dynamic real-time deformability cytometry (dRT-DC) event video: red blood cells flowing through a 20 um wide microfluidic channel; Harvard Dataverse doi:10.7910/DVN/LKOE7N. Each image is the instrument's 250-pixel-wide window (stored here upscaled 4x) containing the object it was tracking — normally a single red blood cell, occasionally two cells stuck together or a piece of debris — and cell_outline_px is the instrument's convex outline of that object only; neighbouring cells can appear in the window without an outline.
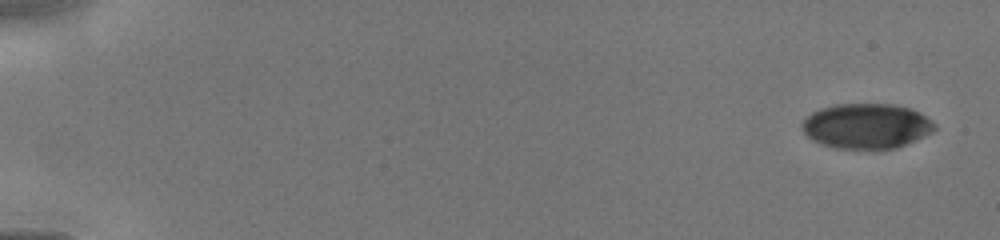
{"species": "human", "species_latin": "Homo sapiens", "temperature_condition": "cold", "stored_images_in_passage": 11, "camera_frame_rate_fps": 3000, "um_per_image_px": 0.085, "donor": {"sex": "male"}, "frame": {"image": 1, "passage_image": 1, "time_ms": 0.0, "image_size_px": [1000, 240], "cell_outline_px": [[936, 128], [932, 132], [916, 140], [896, 148], [876, 152], [836, 148], [820, 144], [812, 140], [800, 128], [800, 124], [812, 112], [820, 108], [836, 104], [892, 104], [908, 108], [924, 116], [936, 124]], "centroid_in_image_um": [73.62, 10.76], "position_along_channel_um": 11.4, "area_um2": 35.49}}
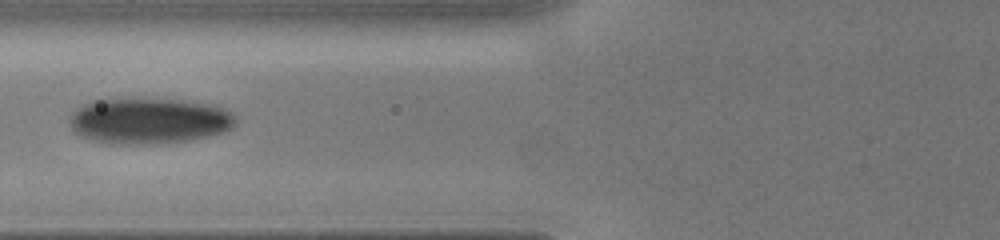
{"frame": {"image": 2, "passage_image": 10, "time_ms": 6.0, "image_size_px": [1000, 240], "cell_outline_px": [[236, 124], [232, 128], [224, 132], [208, 136], [168, 144], [108, 144], [92, 140], [80, 136], [72, 128], [68, 120], [72, 112], [76, 108], [92, 100], [180, 100], [208, 104], [224, 108], [236, 112]], "centroid_in_image_um": [12.69, 10.3], "position_along_channel_um": 113.1, "area_um2": 44.56}}
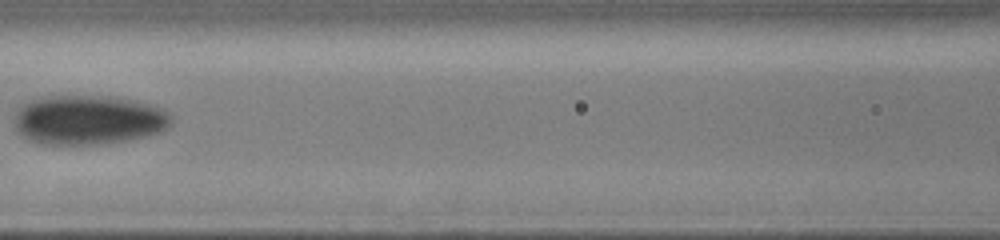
{"frame": {"image": 3, "passage_image": 11, "time_ms": 7.0, "image_size_px": [1000, 240], "cell_outline_px": [[172, 124], [168, 128], [160, 132], [128, 140], [104, 144], [36, 144], [20, 136], [16, 132], [12, 124], [12, 120], [16, 104], [40, 96], [116, 96], [136, 100], [152, 104], [164, 108], [172, 116]], "centroid_in_image_um": [7.43, 10.17], "position_along_channel_um": 159.2, "area_um2": 46.82}}